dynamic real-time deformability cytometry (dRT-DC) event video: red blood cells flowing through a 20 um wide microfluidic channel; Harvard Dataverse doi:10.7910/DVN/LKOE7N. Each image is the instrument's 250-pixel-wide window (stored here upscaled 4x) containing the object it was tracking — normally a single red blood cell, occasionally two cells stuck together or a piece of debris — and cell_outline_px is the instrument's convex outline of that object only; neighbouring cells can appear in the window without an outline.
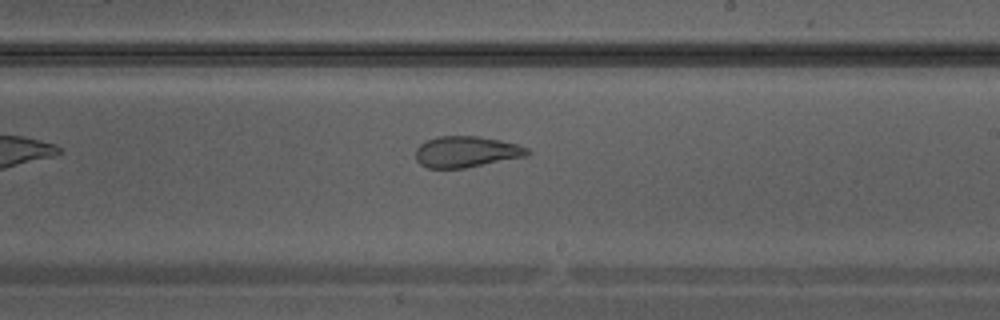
{"species": "Egyptian fruit bat (a non-hibernating species)", "species_latin": "Rousettus aegyptiacus", "temperature_condition": "warm", "stored_images_in_passage": 21, "camera_frame_rate_fps": 3000, "um_per_image_px": 0.085, "animal": {"sex": "male"}, "frame": {"image": 1, "passage_image": 10, "time_ms": 3.0, "image_size_px": [1000, 320], "cell_outline_px": [[532, 152], [528, 156], [464, 168], [428, 168], [420, 164], [416, 160], [416, 148], [420, 144], [428, 140], [440, 136], [480, 136], [500, 140], [516, 144], [528, 148]], "centroid_in_image_um": [39.66, 12.9], "position_along_channel_um": 249.3, "area_um2": 20.29}}